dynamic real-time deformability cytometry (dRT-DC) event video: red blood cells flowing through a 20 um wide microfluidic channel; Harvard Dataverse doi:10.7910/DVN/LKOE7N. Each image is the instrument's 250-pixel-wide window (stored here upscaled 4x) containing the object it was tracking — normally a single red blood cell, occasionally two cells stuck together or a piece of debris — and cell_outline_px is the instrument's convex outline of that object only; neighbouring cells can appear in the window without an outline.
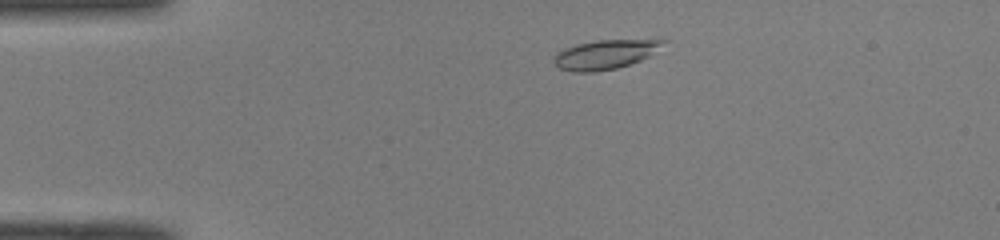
{"species": "common noctule bat (a hibernating species)", "species_latin": "Nyctalus noctula", "temperature_condition": "room temperature", "stored_images_in_passage": 44, "camera_frame_rate_fps": 3000, "um_per_image_px": 0.085, "animal": {"sex": "male", "body_mass_g": 19.0, "forearm_length_mm": 50.8}, "frame": {"image": 1, "passage_image": 5, "time_ms": 1.333, "image_size_px": [1000, 240], "cell_outline_px": [[672, 40], [648, 56], [640, 60], [616, 68], [592, 72], [572, 72], [560, 68], [552, 64], [552, 60], [556, 52], [564, 48], [576, 44], [596, 40], [664, 36]], "centroid_in_image_um": [51.57, 4.55], "position_along_channel_um": 33.4, "area_um2": 19.77}}
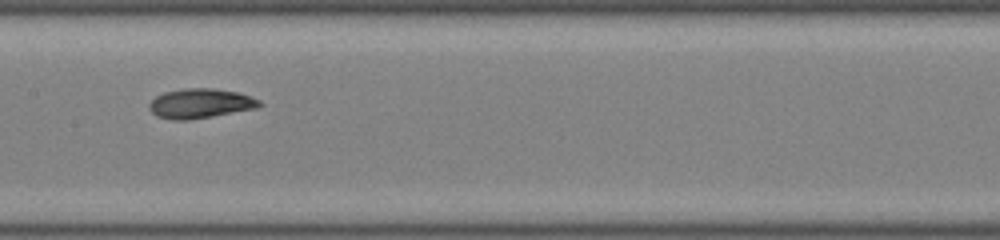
{"frame": {"image": 2, "passage_image": 20, "time_ms": 6.333, "image_size_px": [1000, 240], "cell_outline_px": [[264, 104], [260, 108], [188, 120], [172, 120], [156, 116], [148, 108], [148, 104], [156, 96], [164, 92], [184, 88], [216, 88], [236, 92], [260, 100]], "centroid_in_image_um": [17.04, 8.79], "position_along_channel_um": 190.4, "area_um2": 19.19}}
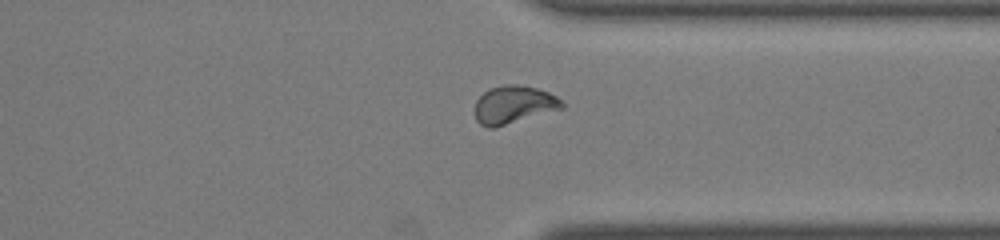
{"frame": {"image": 3, "passage_image": 33, "time_ms": 10.667, "image_size_px": [1000, 240], "cell_outline_px": [[564, 108], [496, 128], [488, 128], [480, 124], [476, 120], [476, 100], [488, 88], [504, 84], [520, 84], [536, 88], [548, 92], [556, 96], [564, 104]], "centroid_in_image_um": [43.66, 8.9], "position_along_channel_um": 367.7, "area_um2": 19.42}, "authors_computed_cell_mechanics": {"area_um2": 18.6694, "velocity_mm_per_s": 4.087, "shape_relaxation_time_tau1_ms": 5.2289, "shape_relaxation_time_tau2_ms": 2.1695, "deformation_change_tau1": 0.1554, "deformation_change_tau2": 0.0699}}